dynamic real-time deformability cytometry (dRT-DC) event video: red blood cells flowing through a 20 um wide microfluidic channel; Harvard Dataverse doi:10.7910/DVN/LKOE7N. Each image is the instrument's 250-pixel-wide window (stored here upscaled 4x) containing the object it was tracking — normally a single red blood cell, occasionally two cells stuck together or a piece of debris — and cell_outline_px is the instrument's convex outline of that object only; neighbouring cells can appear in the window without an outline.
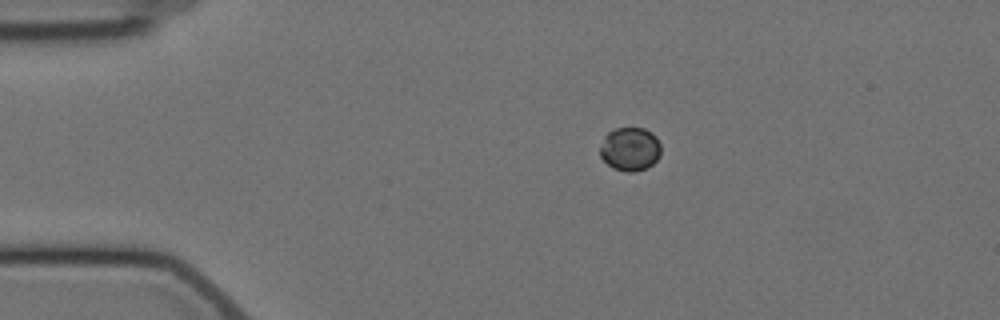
{"species": "Egyptian fruit bat (a non-hibernating species)", "species_latin": "Rousettus aegyptiacus", "temperature_condition": "cold", "stored_images_in_passage": 9, "camera_frame_rate_fps": 3000, "um_per_image_px": 0.085, "animal": {"sex": "female"}, "frame": {"image": 1, "passage_image": 1, "time_ms": 0.0, "image_size_px": [1000, 320], "cell_outline_px": [[660, 156], [648, 168], [632, 172], [628, 172], [612, 168], [600, 156], [600, 148], [604, 136], [608, 132], [616, 128], [644, 128], [652, 132], [656, 136], [660, 144]], "centroid_in_image_um": [53.56, 12.67], "position_along_channel_um": 31.4, "area_um2": 15.55}}
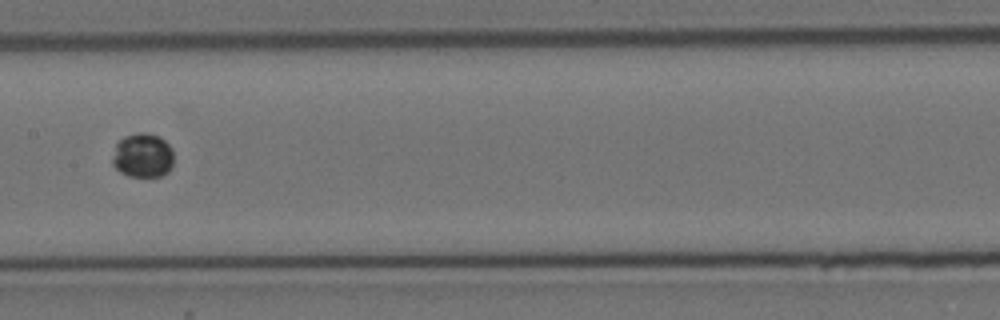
{"frame": {"image": 2, "passage_image": 6, "time_ms": 6.0, "image_size_px": [1000, 320], "cell_outline_px": [[172, 168], [168, 172], [160, 176], [128, 176], [120, 172], [112, 164], [112, 156], [116, 144], [124, 136], [136, 132], [144, 132], [160, 136], [172, 148]], "centroid_in_image_um": [12.12, 13.2], "position_along_channel_um": 195.3, "area_um2": 15.95}}
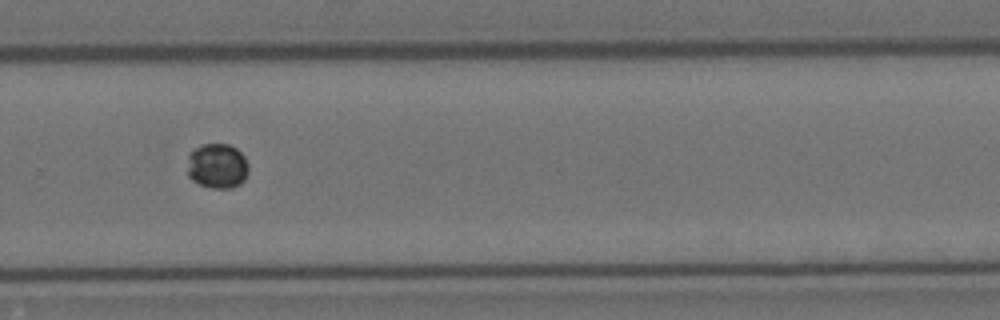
{"frame": {"image": 3, "passage_image": 9, "time_ms": 9.333, "image_size_px": [1000, 320], "cell_outline_px": [[248, 172], [244, 180], [240, 184], [232, 188], [212, 188], [200, 184], [192, 180], [188, 176], [188, 156], [196, 148], [204, 144], [228, 144], [236, 148], [244, 156], [248, 164]], "centroid_in_image_um": [18.48, 14.12], "position_along_channel_um": 311.3, "area_um2": 16.01}}